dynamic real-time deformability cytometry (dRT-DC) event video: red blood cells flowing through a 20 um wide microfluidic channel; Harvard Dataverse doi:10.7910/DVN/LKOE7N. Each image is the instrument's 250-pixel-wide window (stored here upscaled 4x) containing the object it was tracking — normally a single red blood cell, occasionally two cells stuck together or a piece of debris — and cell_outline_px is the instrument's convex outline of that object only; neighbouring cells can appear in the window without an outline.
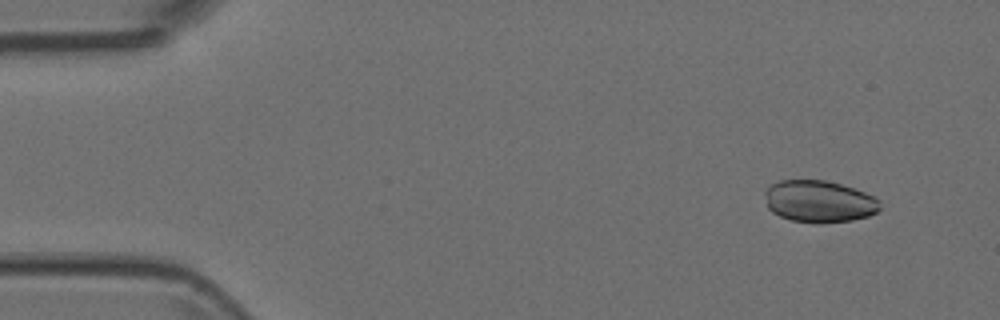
{"species": "Egyptian fruit bat (a non-hibernating species)", "species_latin": "Rousettus aegyptiacus", "temperature_condition": "room temperature", "stored_images_in_passage": 6, "camera_frame_rate_fps": 3000, "um_per_image_px": 0.085, "animal": {"sex": "female"}, "frame": {"image": 1, "passage_image": 2, "time_ms": 0.333, "image_size_px": [1000, 320], "cell_outline_px": [[880, 208], [876, 212], [868, 216], [852, 220], [820, 224], [792, 220], [780, 216], [772, 212], [768, 208], [764, 192], [772, 184], [780, 180], [824, 180], [840, 184], [864, 192], [880, 200]], "centroid_in_image_um": [69.62, 17.13], "position_along_channel_um": 15.4, "area_um2": 28.09}}
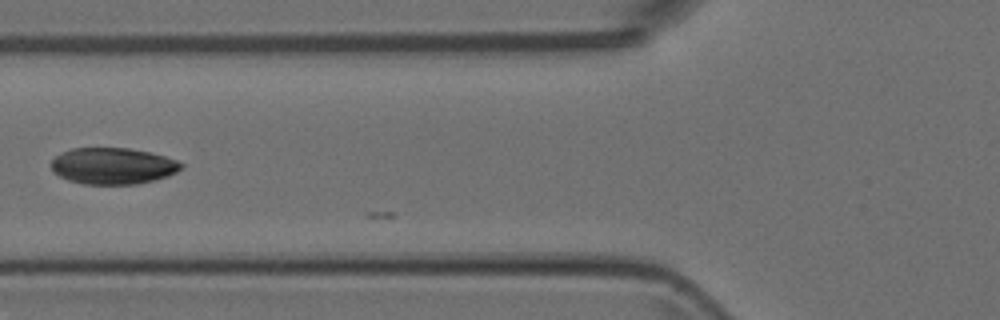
{"frame": {"image": 2, "passage_image": 6, "time_ms": 1.667, "image_size_px": [1000, 320], "cell_outline_px": [[184, 168], [168, 176], [156, 180], [136, 184], [84, 184], [68, 180], [52, 172], [52, 160], [56, 156], [72, 148], [128, 148], [148, 152], [164, 156], [176, 160], [184, 164]], "centroid_in_image_um": [9.62, 14.11], "position_along_channel_um": 116.2, "area_um2": 27.57}}